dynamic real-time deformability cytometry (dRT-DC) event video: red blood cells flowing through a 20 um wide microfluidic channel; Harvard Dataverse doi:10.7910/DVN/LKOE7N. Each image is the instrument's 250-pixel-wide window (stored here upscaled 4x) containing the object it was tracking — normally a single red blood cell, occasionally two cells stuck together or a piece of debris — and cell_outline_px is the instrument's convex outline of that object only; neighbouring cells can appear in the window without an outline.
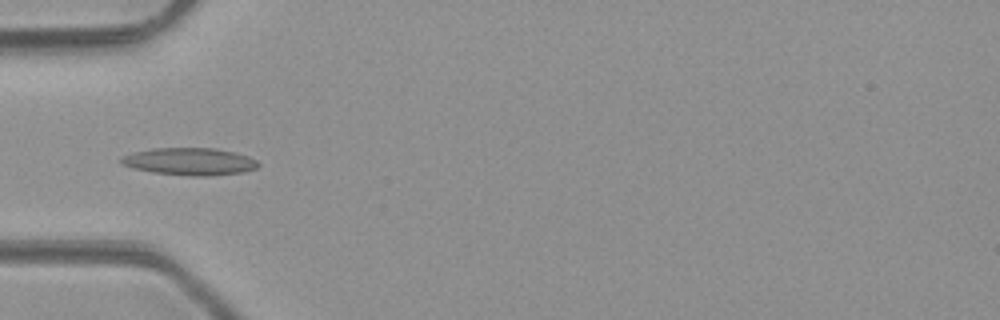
{"species": "common noctule bat (a hibernating species)", "species_latin": "Nyctalus noctula", "temperature_condition": "room temperature", "stored_images_in_passage": 5, "camera_frame_rate_fps": 3000, "um_per_image_px": 0.085, "animal": {"sex": "male", "body_mass_g": 23.1, "forearm_length_mm": 52.7}, "frame": {"image": 1, "passage_image": 4, "time_ms": 4.333, "image_size_px": [1000, 320], "cell_outline_px": [[260, 164], [256, 168], [244, 172], [208, 176], [188, 176], [152, 172], [132, 168], [120, 164], [120, 156], [132, 152], [152, 148], [216, 148], [248, 156], [256, 160]], "centroid_in_image_um": [16.07, 13.73], "position_along_channel_um": 68.9, "area_um2": 22.02}}
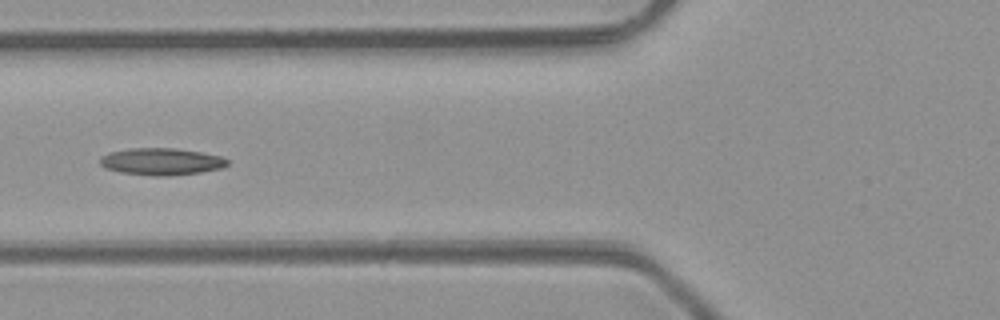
{"frame": {"image": 2, "passage_image": 5, "time_ms": 5.333, "image_size_px": [1000, 320], "cell_outline_px": [[228, 164], [220, 168], [200, 172], [164, 176], [152, 176], [120, 172], [104, 168], [100, 164], [100, 156], [108, 152], [132, 148], [176, 148], [200, 152], [220, 156], [228, 160]], "centroid_in_image_um": [13.66, 13.73], "position_along_channel_um": 112.1, "area_um2": 20.0}}